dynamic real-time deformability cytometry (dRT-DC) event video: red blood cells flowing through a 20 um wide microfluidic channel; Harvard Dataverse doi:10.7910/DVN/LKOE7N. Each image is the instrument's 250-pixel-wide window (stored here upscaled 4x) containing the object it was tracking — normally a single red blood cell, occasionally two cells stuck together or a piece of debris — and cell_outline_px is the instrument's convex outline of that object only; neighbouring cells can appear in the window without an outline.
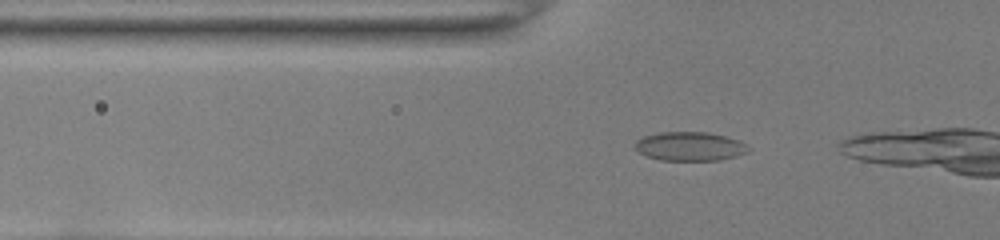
{"species": "common noctule bat (a hibernating species)", "species_latin": "Nyctalus noctula", "temperature_condition": "room temperature", "stored_images_in_passage": 9, "camera_frame_rate_fps": 3000, "um_per_image_px": 0.085, "animal": {"sex": "female", "body_mass_g": 22.0, "forearm_length_mm": 56.7}, "frame": {"image": 1, "passage_image": 3, "time_ms": 0.667, "image_size_px": [1000, 240], "cell_outline_px": [[752, 148], [748, 152], [736, 156], [720, 160], [664, 160], [648, 156], [640, 152], [632, 144], [636, 140], [644, 136], [660, 132], [708, 132], [740, 140]], "centroid_in_image_um": [58.67, 12.43], "position_along_channel_um": 67.1, "area_um2": 19.13}}
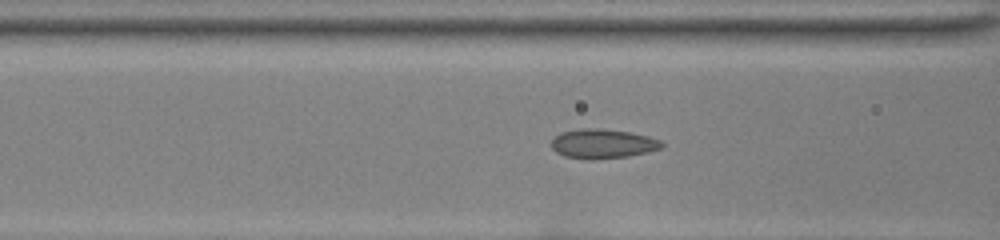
{"frame": {"image": 2, "passage_image": 7, "time_ms": 2.0, "image_size_px": [1000, 240], "cell_outline_px": [[664, 144], [660, 148], [628, 156], [592, 160], [564, 156], [556, 152], [552, 148], [552, 140], [560, 132], [580, 128], [600, 128], [628, 132], [648, 136], [660, 140]], "centroid_in_image_um": [51.19, 12.21], "position_along_channel_um": 115.4, "area_um2": 18.79}}